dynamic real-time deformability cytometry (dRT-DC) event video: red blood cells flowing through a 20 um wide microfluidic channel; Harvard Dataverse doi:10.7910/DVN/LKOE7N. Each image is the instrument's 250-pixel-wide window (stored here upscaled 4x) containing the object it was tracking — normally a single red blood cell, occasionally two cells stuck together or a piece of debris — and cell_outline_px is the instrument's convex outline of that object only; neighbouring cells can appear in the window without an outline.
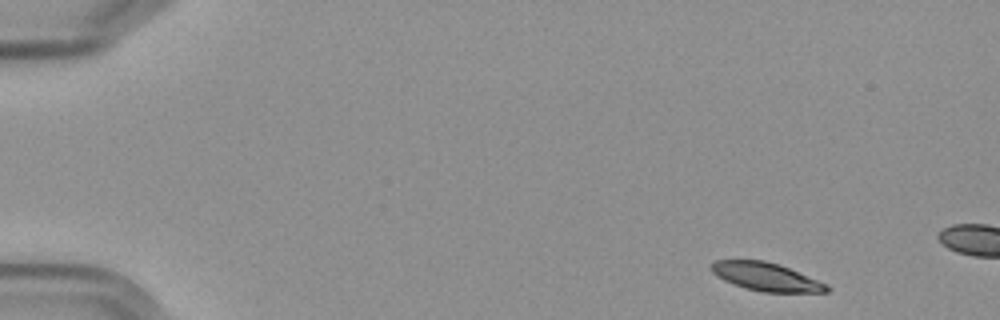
{"species": "Egyptian fruit bat (a non-hibernating species)", "species_latin": "Rousettus aegyptiacus", "temperature_condition": "cold", "stored_images_in_passage": 4, "camera_frame_rate_fps": 3000, "um_per_image_px": 0.085, "frame": {"image": 1, "passage_image": 1, "time_ms": 0.0, "image_size_px": [1000, 320], "cell_outline_px": [[832, 288], [828, 292], [764, 292], [744, 288], [724, 280], [716, 276], [712, 272], [712, 264], [716, 260], [764, 260], [780, 264], [828, 284]], "centroid_in_image_um": [65.16, 23.53], "position_along_channel_um": 19.8, "area_um2": 19.02}}